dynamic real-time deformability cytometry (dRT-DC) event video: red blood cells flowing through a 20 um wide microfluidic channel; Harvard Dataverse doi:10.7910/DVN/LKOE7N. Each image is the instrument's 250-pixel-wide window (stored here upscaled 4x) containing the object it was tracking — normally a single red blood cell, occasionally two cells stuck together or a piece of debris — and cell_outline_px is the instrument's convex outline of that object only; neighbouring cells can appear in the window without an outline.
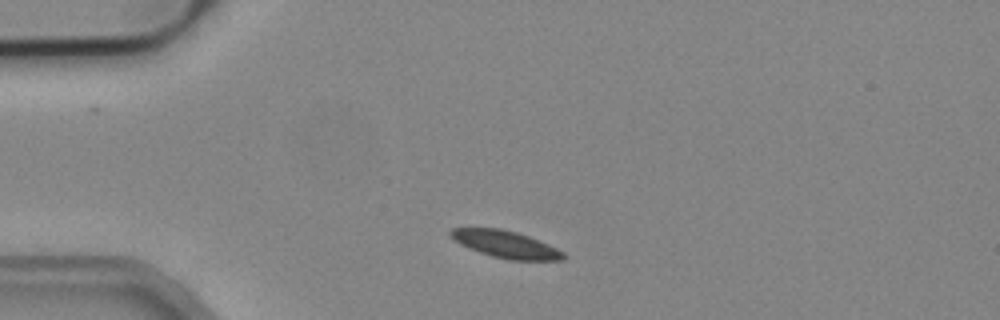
{"species": "common noctule bat (a hibernating species)", "species_latin": "Nyctalus noctula", "temperature_condition": "cold", "stored_images_in_passage": 7, "camera_frame_rate_fps": 3000, "um_per_image_px": 0.085, "animal": {"sex": "male", "body_mass_g": 19.2, "forearm_length_mm": 51.8}, "frame": {"image": 1, "passage_image": 1, "time_ms": 0.0, "image_size_px": [1000, 320], "cell_outline_px": [[564, 260], [508, 260], [492, 256], [480, 252], [460, 244], [448, 232], [452, 228], [500, 228], [516, 232], [528, 236], [548, 244], [564, 252]], "centroid_in_image_um": [42.99, 20.77], "position_along_channel_um": 42.0, "area_um2": 17.57}}
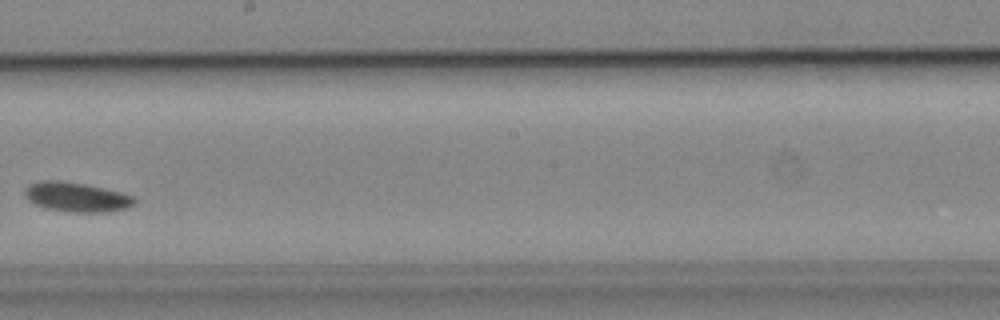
{"frame": {"image": 2, "passage_image": 6, "time_ms": 1.667, "image_size_px": [1000, 320], "cell_outline_px": [[136, 200], [128, 208], [108, 212], [68, 212], [48, 208], [36, 204], [28, 200], [24, 192], [32, 184], [40, 180], [60, 180], [84, 184], [120, 192], [132, 196]], "centroid_in_image_um": [6.52, 16.75], "position_along_channel_um": 241.7, "area_um2": 18.55}}
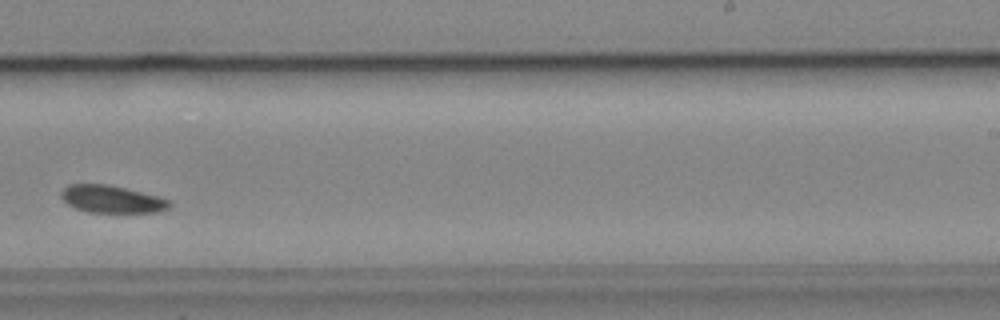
{"frame": {"image": 3, "passage_image": 7, "time_ms": 2.0, "image_size_px": [1000, 320], "cell_outline_px": [[172, 204], [168, 208], [160, 212], [88, 212], [76, 208], [68, 204], [60, 196], [60, 192], [68, 184], [104, 184], [124, 188], [160, 196], [168, 200]], "centroid_in_image_um": [9.5, 16.93], "position_along_channel_um": 279.5, "area_um2": 17.22}}